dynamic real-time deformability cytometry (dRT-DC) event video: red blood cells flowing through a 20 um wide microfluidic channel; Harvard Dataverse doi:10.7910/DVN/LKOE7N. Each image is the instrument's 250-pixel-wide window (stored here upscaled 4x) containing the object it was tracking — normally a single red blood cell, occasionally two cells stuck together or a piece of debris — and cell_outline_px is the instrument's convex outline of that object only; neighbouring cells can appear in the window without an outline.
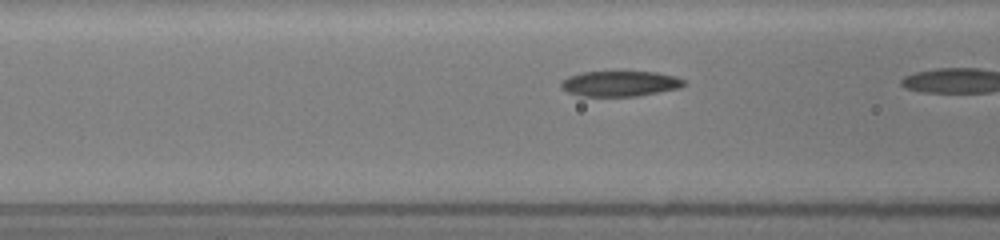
{"species": "common noctule bat (a hibernating species)", "species_latin": "Nyctalus noctula", "temperature_condition": "room temperature", "stored_images_in_passage": 12, "camera_frame_rate_fps": 3000, "um_per_image_px": 0.085, "animal": {"sex": "female", "body_mass_g": 19.5, "forearm_length_mm": 54.1}, "frame": {"image": 1, "passage_image": 9, "time_ms": 2.667, "image_size_px": [1000, 240], "cell_outline_px": [[684, 84], [680, 88], [636, 96], [580, 96], [568, 92], [560, 88], [560, 80], [568, 76], [584, 72], [656, 72], [676, 76], [684, 80]], "centroid_in_image_um": [52.66, 7.11], "position_along_channel_um": 113.9, "area_um2": 18.21}}